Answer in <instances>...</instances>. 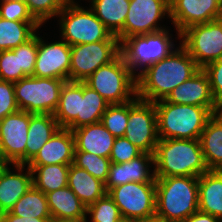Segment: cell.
<instances>
[{
  "label": "cell",
  "mask_w": 222,
  "mask_h": 222,
  "mask_svg": "<svg viewBox=\"0 0 222 222\" xmlns=\"http://www.w3.org/2000/svg\"><path fill=\"white\" fill-rule=\"evenodd\" d=\"M200 69L180 44L167 57L150 64L136 75V96L153 103L164 100L174 88Z\"/></svg>",
  "instance_id": "obj_1"
},
{
  "label": "cell",
  "mask_w": 222,
  "mask_h": 222,
  "mask_svg": "<svg viewBox=\"0 0 222 222\" xmlns=\"http://www.w3.org/2000/svg\"><path fill=\"white\" fill-rule=\"evenodd\" d=\"M196 176L156 178V222H183L198 211Z\"/></svg>",
  "instance_id": "obj_2"
},
{
  "label": "cell",
  "mask_w": 222,
  "mask_h": 222,
  "mask_svg": "<svg viewBox=\"0 0 222 222\" xmlns=\"http://www.w3.org/2000/svg\"><path fill=\"white\" fill-rule=\"evenodd\" d=\"M154 167L155 178L200 177L208 171L199 139H159Z\"/></svg>",
  "instance_id": "obj_3"
},
{
  "label": "cell",
  "mask_w": 222,
  "mask_h": 222,
  "mask_svg": "<svg viewBox=\"0 0 222 222\" xmlns=\"http://www.w3.org/2000/svg\"><path fill=\"white\" fill-rule=\"evenodd\" d=\"M154 105L159 139H199L213 115L206 107L174 104L165 99Z\"/></svg>",
  "instance_id": "obj_4"
},
{
  "label": "cell",
  "mask_w": 222,
  "mask_h": 222,
  "mask_svg": "<svg viewBox=\"0 0 222 222\" xmlns=\"http://www.w3.org/2000/svg\"><path fill=\"white\" fill-rule=\"evenodd\" d=\"M83 82L110 105L124 104L136 97V75L121 53L109 64L96 69Z\"/></svg>",
  "instance_id": "obj_5"
},
{
  "label": "cell",
  "mask_w": 222,
  "mask_h": 222,
  "mask_svg": "<svg viewBox=\"0 0 222 222\" xmlns=\"http://www.w3.org/2000/svg\"><path fill=\"white\" fill-rule=\"evenodd\" d=\"M56 18L60 40L70 46L105 41L112 35L90 7L77 1L68 2Z\"/></svg>",
  "instance_id": "obj_6"
},
{
  "label": "cell",
  "mask_w": 222,
  "mask_h": 222,
  "mask_svg": "<svg viewBox=\"0 0 222 222\" xmlns=\"http://www.w3.org/2000/svg\"><path fill=\"white\" fill-rule=\"evenodd\" d=\"M170 30L165 28L150 34L131 36L120 44V53L135 75L150 64L167 57L180 45V41L179 44H174L176 40L174 41Z\"/></svg>",
  "instance_id": "obj_7"
},
{
  "label": "cell",
  "mask_w": 222,
  "mask_h": 222,
  "mask_svg": "<svg viewBox=\"0 0 222 222\" xmlns=\"http://www.w3.org/2000/svg\"><path fill=\"white\" fill-rule=\"evenodd\" d=\"M65 80L27 76L14 83L19 110L31 114H54Z\"/></svg>",
  "instance_id": "obj_8"
},
{
  "label": "cell",
  "mask_w": 222,
  "mask_h": 222,
  "mask_svg": "<svg viewBox=\"0 0 222 222\" xmlns=\"http://www.w3.org/2000/svg\"><path fill=\"white\" fill-rule=\"evenodd\" d=\"M107 193L118 206L123 219L155 221V182H129L111 188Z\"/></svg>",
  "instance_id": "obj_9"
},
{
  "label": "cell",
  "mask_w": 222,
  "mask_h": 222,
  "mask_svg": "<svg viewBox=\"0 0 222 222\" xmlns=\"http://www.w3.org/2000/svg\"><path fill=\"white\" fill-rule=\"evenodd\" d=\"M120 54L116 35L105 41L71 46L69 81L83 82L96 69L109 64Z\"/></svg>",
  "instance_id": "obj_10"
},
{
  "label": "cell",
  "mask_w": 222,
  "mask_h": 222,
  "mask_svg": "<svg viewBox=\"0 0 222 222\" xmlns=\"http://www.w3.org/2000/svg\"><path fill=\"white\" fill-rule=\"evenodd\" d=\"M180 44L200 68L222 58V18L190 26L180 34Z\"/></svg>",
  "instance_id": "obj_11"
},
{
  "label": "cell",
  "mask_w": 222,
  "mask_h": 222,
  "mask_svg": "<svg viewBox=\"0 0 222 222\" xmlns=\"http://www.w3.org/2000/svg\"><path fill=\"white\" fill-rule=\"evenodd\" d=\"M124 137L143 153L155 154L159 141L157 111L153 102L137 96L128 102V122Z\"/></svg>",
  "instance_id": "obj_12"
},
{
  "label": "cell",
  "mask_w": 222,
  "mask_h": 222,
  "mask_svg": "<svg viewBox=\"0 0 222 222\" xmlns=\"http://www.w3.org/2000/svg\"><path fill=\"white\" fill-rule=\"evenodd\" d=\"M170 0H130L124 28L116 35L120 44L131 36L150 34L167 28L160 21L170 17ZM166 16V17H165Z\"/></svg>",
  "instance_id": "obj_13"
},
{
  "label": "cell",
  "mask_w": 222,
  "mask_h": 222,
  "mask_svg": "<svg viewBox=\"0 0 222 222\" xmlns=\"http://www.w3.org/2000/svg\"><path fill=\"white\" fill-rule=\"evenodd\" d=\"M30 113L18 110L0 121V156L5 164H24Z\"/></svg>",
  "instance_id": "obj_14"
},
{
  "label": "cell",
  "mask_w": 222,
  "mask_h": 222,
  "mask_svg": "<svg viewBox=\"0 0 222 222\" xmlns=\"http://www.w3.org/2000/svg\"><path fill=\"white\" fill-rule=\"evenodd\" d=\"M169 5L176 40L190 26L222 18V0H170Z\"/></svg>",
  "instance_id": "obj_15"
},
{
  "label": "cell",
  "mask_w": 222,
  "mask_h": 222,
  "mask_svg": "<svg viewBox=\"0 0 222 222\" xmlns=\"http://www.w3.org/2000/svg\"><path fill=\"white\" fill-rule=\"evenodd\" d=\"M38 36L34 77L69 81L71 46L65 41L46 42Z\"/></svg>",
  "instance_id": "obj_16"
},
{
  "label": "cell",
  "mask_w": 222,
  "mask_h": 222,
  "mask_svg": "<svg viewBox=\"0 0 222 222\" xmlns=\"http://www.w3.org/2000/svg\"><path fill=\"white\" fill-rule=\"evenodd\" d=\"M165 100L174 104L206 107L212 114L221 112L213 98L209 77L202 68L174 88Z\"/></svg>",
  "instance_id": "obj_17"
},
{
  "label": "cell",
  "mask_w": 222,
  "mask_h": 222,
  "mask_svg": "<svg viewBox=\"0 0 222 222\" xmlns=\"http://www.w3.org/2000/svg\"><path fill=\"white\" fill-rule=\"evenodd\" d=\"M129 182H156L154 154L142 153L138 157L125 163H111L105 189Z\"/></svg>",
  "instance_id": "obj_18"
},
{
  "label": "cell",
  "mask_w": 222,
  "mask_h": 222,
  "mask_svg": "<svg viewBox=\"0 0 222 222\" xmlns=\"http://www.w3.org/2000/svg\"><path fill=\"white\" fill-rule=\"evenodd\" d=\"M25 167L24 164H5L0 169V214L9 211L33 185L32 172Z\"/></svg>",
  "instance_id": "obj_19"
},
{
  "label": "cell",
  "mask_w": 222,
  "mask_h": 222,
  "mask_svg": "<svg viewBox=\"0 0 222 222\" xmlns=\"http://www.w3.org/2000/svg\"><path fill=\"white\" fill-rule=\"evenodd\" d=\"M75 138L68 128H59L27 165L72 164Z\"/></svg>",
  "instance_id": "obj_20"
},
{
  "label": "cell",
  "mask_w": 222,
  "mask_h": 222,
  "mask_svg": "<svg viewBox=\"0 0 222 222\" xmlns=\"http://www.w3.org/2000/svg\"><path fill=\"white\" fill-rule=\"evenodd\" d=\"M75 151H86L101 157H110L115 137L101 123H94L72 130Z\"/></svg>",
  "instance_id": "obj_21"
},
{
  "label": "cell",
  "mask_w": 222,
  "mask_h": 222,
  "mask_svg": "<svg viewBox=\"0 0 222 222\" xmlns=\"http://www.w3.org/2000/svg\"><path fill=\"white\" fill-rule=\"evenodd\" d=\"M198 210L222 222V170H208L199 177Z\"/></svg>",
  "instance_id": "obj_22"
},
{
  "label": "cell",
  "mask_w": 222,
  "mask_h": 222,
  "mask_svg": "<svg viewBox=\"0 0 222 222\" xmlns=\"http://www.w3.org/2000/svg\"><path fill=\"white\" fill-rule=\"evenodd\" d=\"M46 197L51 218L86 221L87 207L68 186L47 193Z\"/></svg>",
  "instance_id": "obj_23"
},
{
  "label": "cell",
  "mask_w": 222,
  "mask_h": 222,
  "mask_svg": "<svg viewBox=\"0 0 222 222\" xmlns=\"http://www.w3.org/2000/svg\"><path fill=\"white\" fill-rule=\"evenodd\" d=\"M199 141L208 170H222V112L208 119Z\"/></svg>",
  "instance_id": "obj_24"
},
{
  "label": "cell",
  "mask_w": 222,
  "mask_h": 222,
  "mask_svg": "<svg viewBox=\"0 0 222 222\" xmlns=\"http://www.w3.org/2000/svg\"><path fill=\"white\" fill-rule=\"evenodd\" d=\"M80 96H83V82L65 81L58 106L53 114L60 128L77 129Z\"/></svg>",
  "instance_id": "obj_25"
},
{
  "label": "cell",
  "mask_w": 222,
  "mask_h": 222,
  "mask_svg": "<svg viewBox=\"0 0 222 222\" xmlns=\"http://www.w3.org/2000/svg\"><path fill=\"white\" fill-rule=\"evenodd\" d=\"M59 128L58 122L52 114L30 113V123L25 148V165L35 157L41 147Z\"/></svg>",
  "instance_id": "obj_26"
},
{
  "label": "cell",
  "mask_w": 222,
  "mask_h": 222,
  "mask_svg": "<svg viewBox=\"0 0 222 222\" xmlns=\"http://www.w3.org/2000/svg\"><path fill=\"white\" fill-rule=\"evenodd\" d=\"M68 187L86 207L95 203L107 193L104 182L73 163L70 165L68 172Z\"/></svg>",
  "instance_id": "obj_27"
},
{
  "label": "cell",
  "mask_w": 222,
  "mask_h": 222,
  "mask_svg": "<svg viewBox=\"0 0 222 222\" xmlns=\"http://www.w3.org/2000/svg\"><path fill=\"white\" fill-rule=\"evenodd\" d=\"M88 2L95 15L113 35H117L124 28L130 0H89Z\"/></svg>",
  "instance_id": "obj_28"
},
{
  "label": "cell",
  "mask_w": 222,
  "mask_h": 222,
  "mask_svg": "<svg viewBox=\"0 0 222 222\" xmlns=\"http://www.w3.org/2000/svg\"><path fill=\"white\" fill-rule=\"evenodd\" d=\"M71 164L26 165L32 172L33 186L44 194L68 186Z\"/></svg>",
  "instance_id": "obj_29"
},
{
  "label": "cell",
  "mask_w": 222,
  "mask_h": 222,
  "mask_svg": "<svg viewBox=\"0 0 222 222\" xmlns=\"http://www.w3.org/2000/svg\"><path fill=\"white\" fill-rule=\"evenodd\" d=\"M40 27L37 21H12L0 17V51L25 43L38 33Z\"/></svg>",
  "instance_id": "obj_30"
},
{
  "label": "cell",
  "mask_w": 222,
  "mask_h": 222,
  "mask_svg": "<svg viewBox=\"0 0 222 222\" xmlns=\"http://www.w3.org/2000/svg\"><path fill=\"white\" fill-rule=\"evenodd\" d=\"M109 105L98 92L83 82V96H80L77 128L101 122L102 115Z\"/></svg>",
  "instance_id": "obj_31"
},
{
  "label": "cell",
  "mask_w": 222,
  "mask_h": 222,
  "mask_svg": "<svg viewBox=\"0 0 222 222\" xmlns=\"http://www.w3.org/2000/svg\"><path fill=\"white\" fill-rule=\"evenodd\" d=\"M20 217L51 218L46 194L33 185L9 210Z\"/></svg>",
  "instance_id": "obj_32"
},
{
  "label": "cell",
  "mask_w": 222,
  "mask_h": 222,
  "mask_svg": "<svg viewBox=\"0 0 222 222\" xmlns=\"http://www.w3.org/2000/svg\"><path fill=\"white\" fill-rule=\"evenodd\" d=\"M73 164L85 169L89 174L105 183L108 178L111 160L86 151H74Z\"/></svg>",
  "instance_id": "obj_33"
},
{
  "label": "cell",
  "mask_w": 222,
  "mask_h": 222,
  "mask_svg": "<svg viewBox=\"0 0 222 222\" xmlns=\"http://www.w3.org/2000/svg\"><path fill=\"white\" fill-rule=\"evenodd\" d=\"M86 216L88 217L85 222L89 220V222H121L123 220L118 206L108 193L87 207Z\"/></svg>",
  "instance_id": "obj_34"
},
{
  "label": "cell",
  "mask_w": 222,
  "mask_h": 222,
  "mask_svg": "<svg viewBox=\"0 0 222 222\" xmlns=\"http://www.w3.org/2000/svg\"><path fill=\"white\" fill-rule=\"evenodd\" d=\"M128 122V102L109 105L102 115L101 123L115 137H123Z\"/></svg>",
  "instance_id": "obj_35"
},
{
  "label": "cell",
  "mask_w": 222,
  "mask_h": 222,
  "mask_svg": "<svg viewBox=\"0 0 222 222\" xmlns=\"http://www.w3.org/2000/svg\"><path fill=\"white\" fill-rule=\"evenodd\" d=\"M34 19L41 25L54 19L66 6L68 0H24Z\"/></svg>",
  "instance_id": "obj_36"
},
{
  "label": "cell",
  "mask_w": 222,
  "mask_h": 222,
  "mask_svg": "<svg viewBox=\"0 0 222 222\" xmlns=\"http://www.w3.org/2000/svg\"><path fill=\"white\" fill-rule=\"evenodd\" d=\"M38 35L40 34L36 33L30 40L12 49L15 54H18L19 69H22L26 76H33L34 73L38 50Z\"/></svg>",
  "instance_id": "obj_37"
},
{
  "label": "cell",
  "mask_w": 222,
  "mask_h": 222,
  "mask_svg": "<svg viewBox=\"0 0 222 222\" xmlns=\"http://www.w3.org/2000/svg\"><path fill=\"white\" fill-rule=\"evenodd\" d=\"M25 77L22 69H19L18 54L12 49L0 51V80L15 83Z\"/></svg>",
  "instance_id": "obj_38"
},
{
  "label": "cell",
  "mask_w": 222,
  "mask_h": 222,
  "mask_svg": "<svg viewBox=\"0 0 222 222\" xmlns=\"http://www.w3.org/2000/svg\"><path fill=\"white\" fill-rule=\"evenodd\" d=\"M0 17L12 21H36L24 0H0Z\"/></svg>",
  "instance_id": "obj_39"
},
{
  "label": "cell",
  "mask_w": 222,
  "mask_h": 222,
  "mask_svg": "<svg viewBox=\"0 0 222 222\" xmlns=\"http://www.w3.org/2000/svg\"><path fill=\"white\" fill-rule=\"evenodd\" d=\"M142 153L139 148L123 136L115 138L109 159L111 163H125L138 157Z\"/></svg>",
  "instance_id": "obj_40"
},
{
  "label": "cell",
  "mask_w": 222,
  "mask_h": 222,
  "mask_svg": "<svg viewBox=\"0 0 222 222\" xmlns=\"http://www.w3.org/2000/svg\"><path fill=\"white\" fill-rule=\"evenodd\" d=\"M203 70L209 77L213 98L222 108V58L207 64Z\"/></svg>",
  "instance_id": "obj_41"
},
{
  "label": "cell",
  "mask_w": 222,
  "mask_h": 222,
  "mask_svg": "<svg viewBox=\"0 0 222 222\" xmlns=\"http://www.w3.org/2000/svg\"><path fill=\"white\" fill-rule=\"evenodd\" d=\"M14 83L0 80V121L7 115L17 112Z\"/></svg>",
  "instance_id": "obj_42"
},
{
  "label": "cell",
  "mask_w": 222,
  "mask_h": 222,
  "mask_svg": "<svg viewBox=\"0 0 222 222\" xmlns=\"http://www.w3.org/2000/svg\"><path fill=\"white\" fill-rule=\"evenodd\" d=\"M0 220L2 222H49L51 218H36V217H20L11 214L9 211L0 214Z\"/></svg>",
  "instance_id": "obj_43"
},
{
  "label": "cell",
  "mask_w": 222,
  "mask_h": 222,
  "mask_svg": "<svg viewBox=\"0 0 222 222\" xmlns=\"http://www.w3.org/2000/svg\"><path fill=\"white\" fill-rule=\"evenodd\" d=\"M183 222H221L215 216L198 210L197 212L191 214Z\"/></svg>",
  "instance_id": "obj_44"
},
{
  "label": "cell",
  "mask_w": 222,
  "mask_h": 222,
  "mask_svg": "<svg viewBox=\"0 0 222 222\" xmlns=\"http://www.w3.org/2000/svg\"><path fill=\"white\" fill-rule=\"evenodd\" d=\"M49 222H77V221L51 218V220ZM83 222H85V221H83Z\"/></svg>",
  "instance_id": "obj_45"
},
{
  "label": "cell",
  "mask_w": 222,
  "mask_h": 222,
  "mask_svg": "<svg viewBox=\"0 0 222 222\" xmlns=\"http://www.w3.org/2000/svg\"><path fill=\"white\" fill-rule=\"evenodd\" d=\"M121 222H141V221L123 219Z\"/></svg>",
  "instance_id": "obj_46"
},
{
  "label": "cell",
  "mask_w": 222,
  "mask_h": 222,
  "mask_svg": "<svg viewBox=\"0 0 222 222\" xmlns=\"http://www.w3.org/2000/svg\"><path fill=\"white\" fill-rule=\"evenodd\" d=\"M5 165V163L3 162V160L1 159V156H0V169Z\"/></svg>",
  "instance_id": "obj_47"
},
{
  "label": "cell",
  "mask_w": 222,
  "mask_h": 222,
  "mask_svg": "<svg viewBox=\"0 0 222 222\" xmlns=\"http://www.w3.org/2000/svg\"><path fill=\"white\" fill-rule=\"evenodd\" d=\"M77 1V0H76ZM86 1V0H85ZM68 2H75V0H68Z\"/></svg>",
  "instance_id": "obj_48"
}]
</instances>
